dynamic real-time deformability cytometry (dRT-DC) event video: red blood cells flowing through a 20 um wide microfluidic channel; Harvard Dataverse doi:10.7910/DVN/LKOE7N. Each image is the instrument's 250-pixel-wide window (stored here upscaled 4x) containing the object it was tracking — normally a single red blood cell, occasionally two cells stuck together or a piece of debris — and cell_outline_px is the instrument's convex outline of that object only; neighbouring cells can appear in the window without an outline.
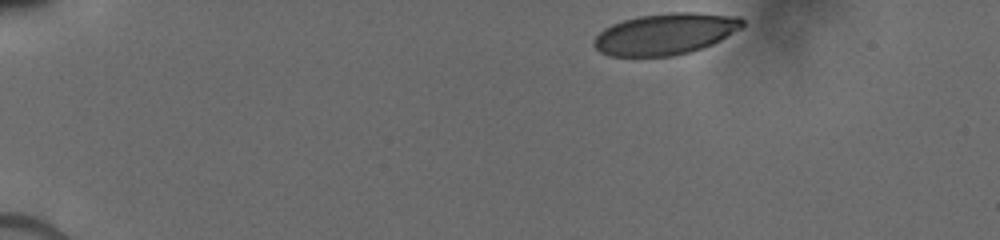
{"species": "human", "species_latin": "Homo sapiens", "temperature_condition": "cold", "stored_images_in_passage": 15, "camera_frame_rate_fps": 3000, "um_per_image_px": 0.085, "donor": {"sex": "male"}, "frame": {"image": 1, "passage_image": 1, "time_ms": 0.0, "image_size_px": [1000, 240], "cell_outline_px": [[744, 24], [740, 28], [720, 40], [712, 44], [692, 52], [672, 56], [608, 56], [600, 52], [592, 44], [592, 40], [604, 28], [612, 24], [624, 20], [640, 16], [668, 12], [696, 12], [740, 16], [744, 20]], "centroid_in_image_um": [56.55, 2.88], "position_along_channel_um": 28.5, "area_um2": 35.95}}
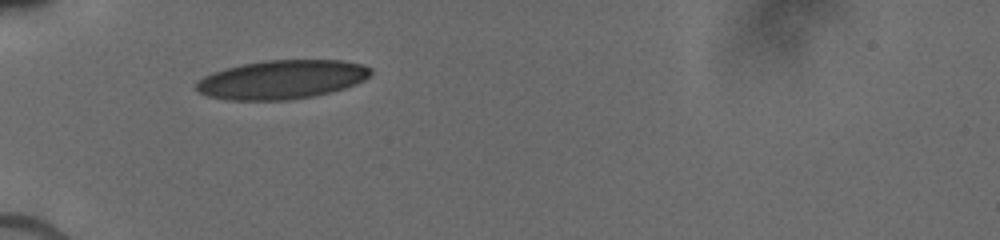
{"frame": {"image": 2, "passage_image": 14, "time_ms": 3.0, "image_size_px": [1000, 240], "cell_outline_px": [[372, 72], [364, 80], [356, 84], [344, 88], [312, 96], [288, 100], [232, 100], [208, 96], [200, 92], [196, 88], [196, 84], [204, 76], [212, 72], [240, 64], [264, 60], [344, 60], [364, 64], [372, 68]], "centroid_in_image_um": [23.98, 6.75], "position_along_channel_um": 61.0, "area_um2": 39.48}}